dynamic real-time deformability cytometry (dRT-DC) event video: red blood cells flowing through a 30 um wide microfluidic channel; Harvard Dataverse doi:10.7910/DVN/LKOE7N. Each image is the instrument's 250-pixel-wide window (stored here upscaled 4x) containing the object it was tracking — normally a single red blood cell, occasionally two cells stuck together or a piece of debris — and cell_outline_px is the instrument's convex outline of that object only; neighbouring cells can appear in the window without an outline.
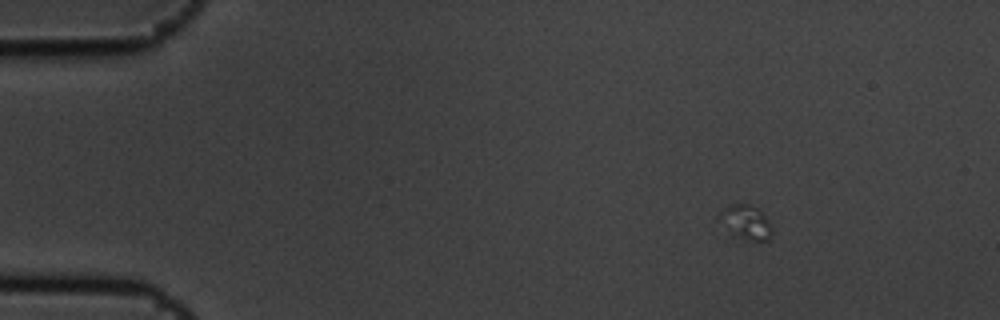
{"species": "common noctule bat (a hibernating species)", "species_latin": "Nyctalus noctula", "temperature_condition": "cold", "stored_images_in_passage": 4, "camera_frame_rate_fps": 3000, "um_per_image_px": 0.085, "animal": {"sex": "male", "body_mass_g": 19.5, "forearm_length_mm": 54.6}, "frame": {"image": 1, "passage_image": 2, "time_ms": 0.333, "image_size_px": [1000, 320], "cell_outline_px": [[772, 236], [768, 240], [752, 240], [732, 236], [716, 216], [724, 208], [732, 204], [748, 204], [756, 208], [764, 216], [772, 232]], "centroid_in_image_um": [63.34, 18.9], "position_along_channel_um": 21.7, "area_um2": 10.29}}